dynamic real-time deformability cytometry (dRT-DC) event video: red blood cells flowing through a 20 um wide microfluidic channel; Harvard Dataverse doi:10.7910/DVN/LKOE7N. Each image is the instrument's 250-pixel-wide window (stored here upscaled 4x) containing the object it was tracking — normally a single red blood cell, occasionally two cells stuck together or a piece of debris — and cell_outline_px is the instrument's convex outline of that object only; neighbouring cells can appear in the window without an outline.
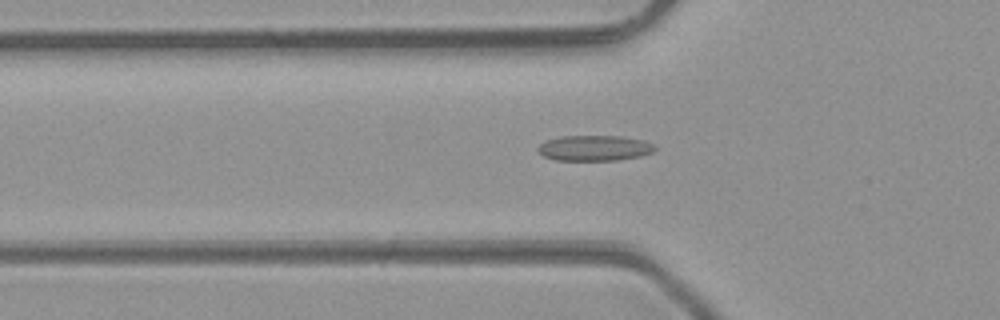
{"species": "common noctule bat (a hibernating species)", "species_latin": "Nyctalus noctula", "temperature_condition": "room temperature", "stored_images_in_passage": 39, "camera_frame_rate_fps": 3000, "um_per_image_px": 0.085, "animal": {"sex": "male", "body_mass_g": 23.1, "forearm_length_mm": 52.7}, "frame": {"image": 1, "passage_image": 12, "time_ms": 3.667, "image_size_px": [1000, 320], "cell_outline_px": [[656, 148], [652, 152], [640, 156], [616, 160], [556, 160], [544, 156], [536, 148], [540, 144], [548, 140], [560, 136], [624, 136], [644, 140], [652, 144]], "centroid_in_image_um": [50.53, 12.58], "position_along_channel_um": 75.3, "area_um2": 17.28}}
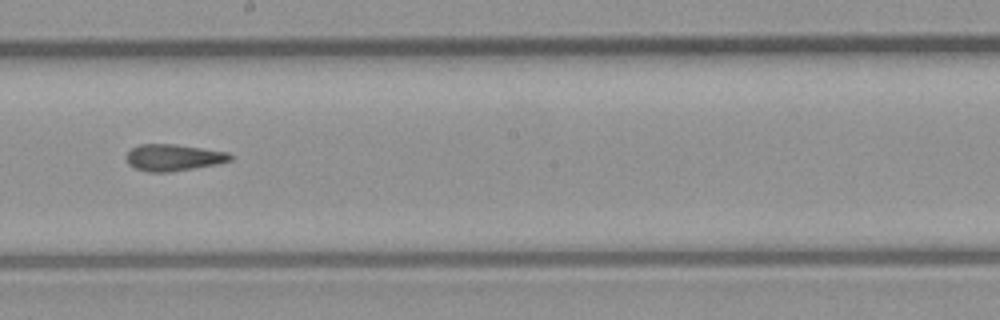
{"frame": {"image": 2, "passage_image": 23, "time_ms": 7.333, "image_size_px": [1000, 320], "cell_outline_px": [[232, 160], [216, 164], [168, 172], [148, 172], [136, 168], [128, 164], [124, 156], [132, 148], [140, 144], [176, 144], [228, 152], [232, 156]], "centroid_in_image_um": [14.71, 13.38], "position_along_channel_um": 233.5, "area_um2": 16.07}}
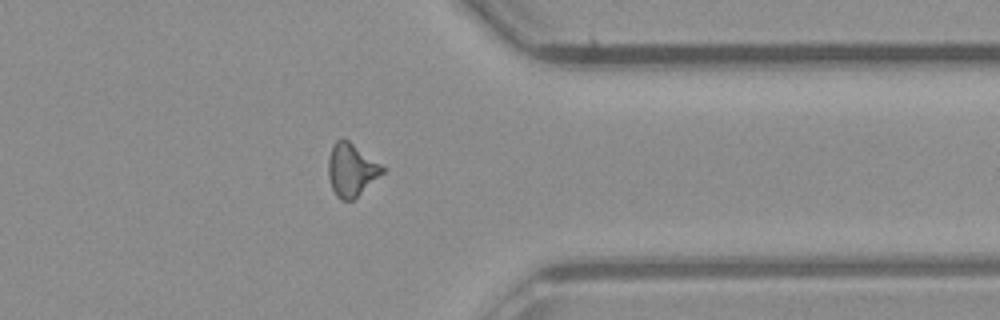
{"frame": {"image": 3, "passage_image": 34, "time_ms": 11.0, "image_size_px": [1000, 320], "cell_outline_px": [[384, 172], [352, 200], [340, 200], [336, 196], [332, 188], [328, 176], [328, 160], [332, 144], [336, 140], [344, 136], [380, 164], [384, 168]], "centroid_in_image_um": [29.83, 14.4], "position_along_channel_um": 381.6, "area_um2": 16.59}}